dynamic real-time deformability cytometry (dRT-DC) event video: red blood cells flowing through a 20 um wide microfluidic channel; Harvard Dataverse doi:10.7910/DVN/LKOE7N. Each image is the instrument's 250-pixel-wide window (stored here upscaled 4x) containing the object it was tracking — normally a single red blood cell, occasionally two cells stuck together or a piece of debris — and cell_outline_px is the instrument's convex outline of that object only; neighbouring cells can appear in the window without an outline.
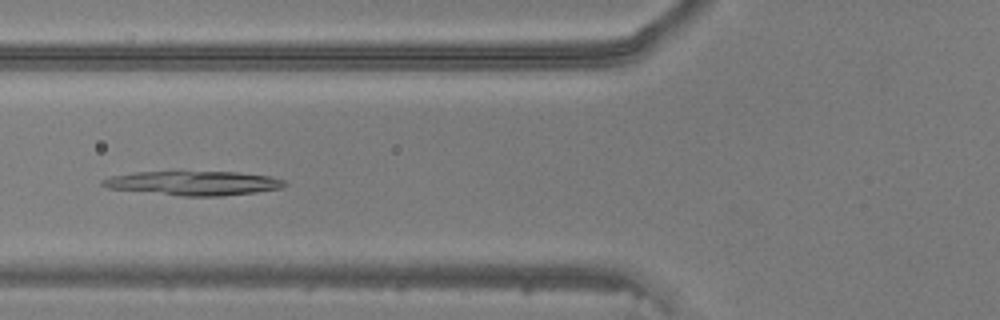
{"species": "common noctule bat (a hibernating species)", "species_latin": "Nyctalus noctula", "temperature_condition": "warm", "stored_images_in_passage": 47, "camera_frame_rate_fps": 3000, "um_per_image_px": 0.085, "animal": {"sex": "male", "body_mass_g": 20.5, "forearm_length_mm": 52.5}, "frame": {"image": 1, "passage_image": 18, "time_ms": 5.667, "image_size_px": [1000, 320], "cell_outline_px": [[288, 184], [280, 188], [256, 192], [224, 196], [180, 196], [108, 188], [100, 184], [100, 180], [112, 176], [136, 172], [240, 172], [272, 176], [284, 180]], "centroid_in_image_um": [16.48, 15.57], "position_along_channel_um": 109.3, "area_um2": 25.72}}
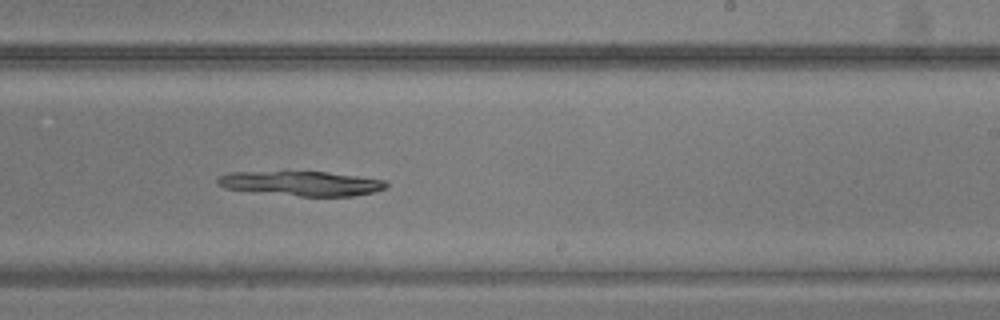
{"frame": {"image": 2, "passage_image": 29, "time_ms": 9.333, "image_size_px": [1000, 320], "cell_outline_px": [[388, 188], [376, 192], [352, 196], [300, 196], [224, 188], [216, 184], [216, 180], [220, 176], [228, 172], [328, 172], [384, 180], [388, 184]], "centroid_in_image_um": [25.65, 15.59], "position_along_channel_um": 263.3, "area_um2": 23.99}}
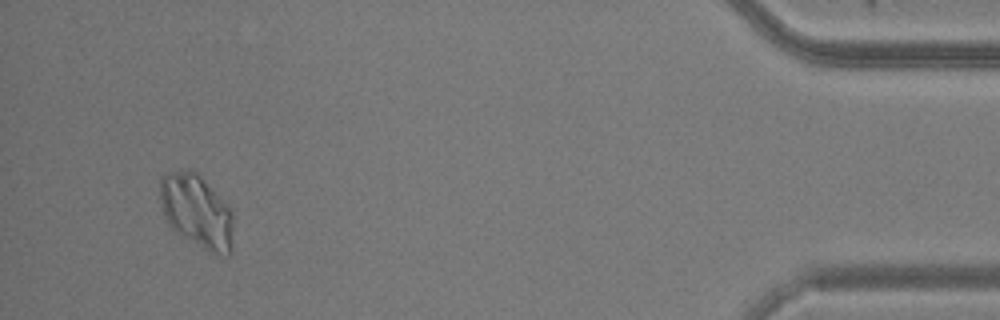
{"frame": {"image": 3, "passage_image": 45, "time_ms": 14.667, "image_size_px": [1000, 320], "cell_outline_px": [[232, 252], [228, 256], [212, 256], [176, 232], [168, 224], [164, 216], [160, 200], [160, 176], [168, 172], [188, 168], [196, 172], [228, 204], [232, 212]], "centroid_in_image_um": [16.73, 17.99], "position_along_channel_um": 418.5, "area_um2": 32.02}}